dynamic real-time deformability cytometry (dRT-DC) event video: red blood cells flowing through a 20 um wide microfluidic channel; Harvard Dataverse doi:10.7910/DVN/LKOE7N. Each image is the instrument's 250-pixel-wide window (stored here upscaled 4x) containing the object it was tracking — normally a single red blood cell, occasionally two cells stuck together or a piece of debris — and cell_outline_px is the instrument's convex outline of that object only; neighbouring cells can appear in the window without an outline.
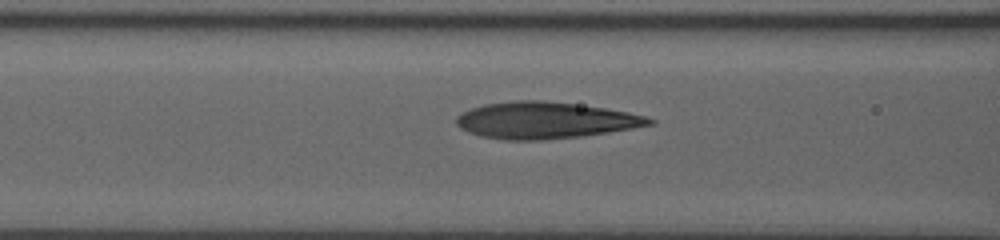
{"species": "human", "species_latin": "Homo sapiens", "temperature_condition": "room temperature", "stored_images_in_passage": 15, "camera_frame_rate_fps": 3000, "um_per_image_px": 0.085, "donor": {"sex": "male"}, "frame": {"image": 1, "passage_image": 12, "time_ms": 5.667, "image_size_px": [1000, 240], "cell_outline_px": [[656, 120], [652, 124], [632, 128], [608, 132], [580, 136], [544, 140], [504, 140], [480, 136], [468, 132], [460, 128], [456, 124], [456, 116], [472, 108], [484, 104], [512, 100], [544, 100], [604, 108], [628, 112], [644, 116]], "centroid_in_image_um": [46.29, 10.23], "position_along_channel_um": 120.3, "area_um2": 40.98}}